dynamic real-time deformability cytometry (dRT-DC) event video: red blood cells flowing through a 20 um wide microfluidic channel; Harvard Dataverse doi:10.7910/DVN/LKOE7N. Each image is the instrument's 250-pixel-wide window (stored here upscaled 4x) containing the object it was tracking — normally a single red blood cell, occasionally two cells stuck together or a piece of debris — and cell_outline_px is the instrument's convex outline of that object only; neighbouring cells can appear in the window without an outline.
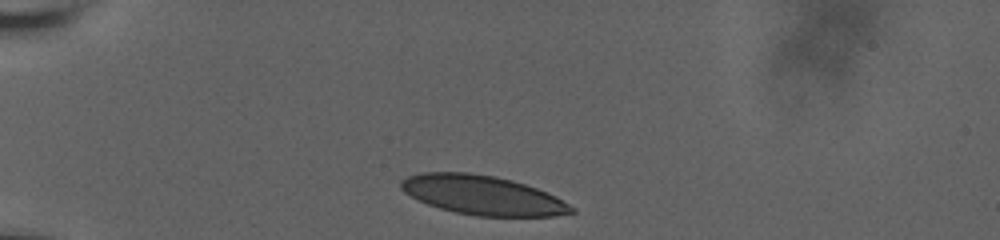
{"species": "human", "species_latin": "Homo sapiens", "temperature_condition": "room temperature", "stored_images_in_passage": 9, "camera_frame_rate_fps": 3000, "um_per_image_px": 0.085, "donor": {"sex": "male"}, "frame": {"image": 1, "passage_image": 1, "time_ms": 0.0, "image_size_px": [1000, 240], "cell_outline_px": [[576, 212], [556, 216], [476, 216], [456, 212], [440, 208], [428, 204], [404, 192], [400, 188], [400, 180], [408, 176], [420, 172], [468, 172], [496, 176], [512, 180], [548, 192], [556, 196], [576, 208]], "centroid_in_image_um": [41.04, 16.58], "position_along_channel_um": 44.0, "area_um2": 39.07}}
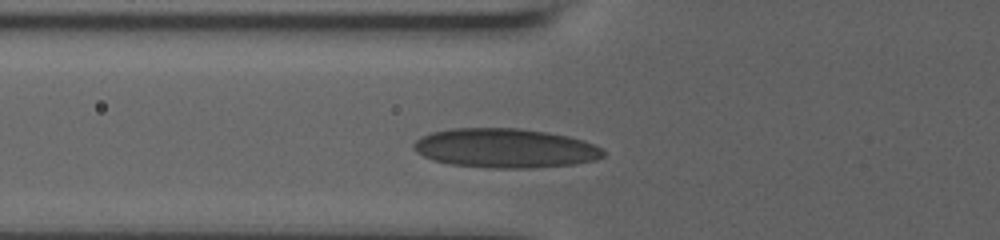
{"frame": {"image": 2, "passage_image": 8, "time_ms": 2.333, "image_size_px": [1000, 240], "cell_outline_px": [[604, 156], [596, 160], [576, 164], [532, 168], [492, 168], [448, 164], [432, 160], [416, 152], [412, 148], [412, 144], [420, 136], [432, 132], [452, 128], [520, 128], [548, 132], [568, 136], [584, 140], [604, 148]], "centroid_in_image_um": [42.94, 12.59], "position_along_channel_um": 82.9, "area_um2": 43.93}}